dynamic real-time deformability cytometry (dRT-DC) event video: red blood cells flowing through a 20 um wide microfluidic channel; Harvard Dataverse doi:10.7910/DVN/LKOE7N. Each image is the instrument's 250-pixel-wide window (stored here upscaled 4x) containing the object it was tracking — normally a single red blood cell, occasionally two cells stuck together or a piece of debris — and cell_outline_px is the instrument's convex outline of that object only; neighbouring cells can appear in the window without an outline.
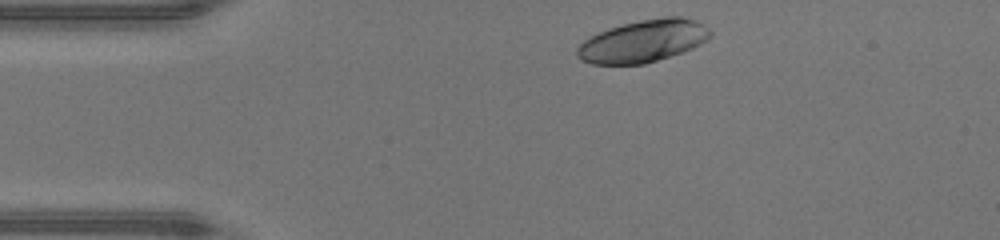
{"species": "human", "species_latin": "Homo sapiens", "temperature_condition": "warm", "stored_images_in_passage": 32, "camera_frame_rate_fps": 3000, "um_per_image_px": 0.085, "donor": {"sex": "male"}, "frame": {"image": 1, "passage_image": 1, "time_ms": 0.0, "image_size_px": [1000, 240], "cell_outline_px": [[712, 36], [708, 40], [692, 48], [644, 64], [592, 64], [580, 60], [576, 56], [576, 48], [584, 40], [608, 28], [640, 20], [664, 16], [680, 16], [696, 20], [708, 28], [712, 32]], "centroid_in_image_um": [54.67, 3.48], "position_along_channel_um": 30.3, "area_um2": 32.71}}
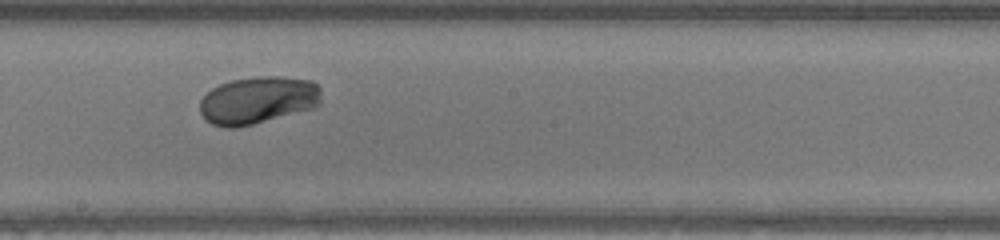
{"frame": {"image": 2, "passage_image": 18, "time_ms": 5.667, "image_size_px": [1000, 240], "cell_outline_px": [[320, 104], [312, 108], [252, 124], [236, 128], [228, 128], [212, 124], [200, 112], [200, 100], [212, 88], [220, 84], [232, 80], [256, 76], [280, 76], [312, 80], [320, 88]], "centroid_in_image_um": [21.92, 8.5], "position_along_channel_um": 226.3, "area_um2": 33.35}}
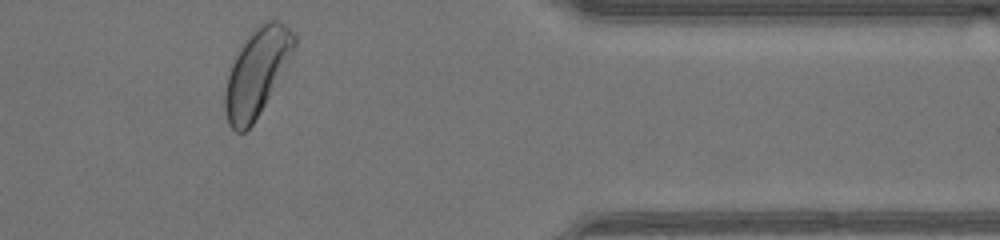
{"frame": {"image": 3, "passage_image": 31, "time_ms": 10.0, "image_size_px": [1000, 240], "cell_outline_px": [[296, 44], [292, 52], [260, 112], [252, 124], [244, 132], [236, 132], [228, 124], [224, 108], [224, 92], [228, 76], [232, 64], [244, 40], [256, 24], [264, 20], [280, 20], [296, 32]], "centroid_in_image_um": [21.81, 6.09], "position_along_channel_um": 389.6, "area_um2": 34.62}, "authors_computed_cell_mechanics": {"area_um2": 32.8015, "velocity_mm_per_s": 4.3559, "shape_relaxation_time_tau1_ms": 2.2788, "shape_relaxation_time_tau2_ms": null, "deformation_change_tau1": 0.1484, "deformation_change_tau2": null}}